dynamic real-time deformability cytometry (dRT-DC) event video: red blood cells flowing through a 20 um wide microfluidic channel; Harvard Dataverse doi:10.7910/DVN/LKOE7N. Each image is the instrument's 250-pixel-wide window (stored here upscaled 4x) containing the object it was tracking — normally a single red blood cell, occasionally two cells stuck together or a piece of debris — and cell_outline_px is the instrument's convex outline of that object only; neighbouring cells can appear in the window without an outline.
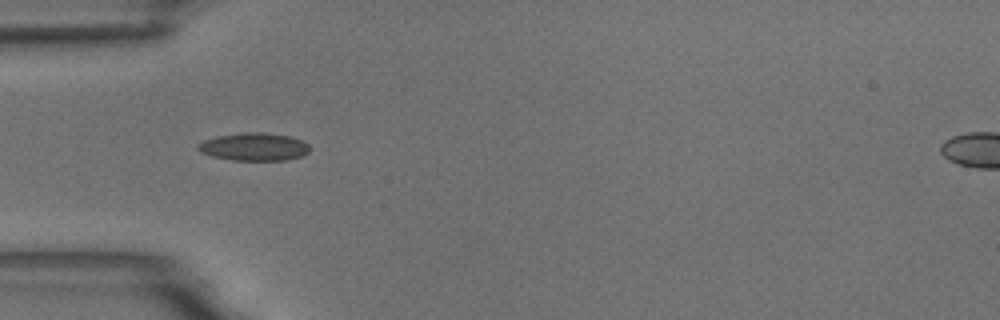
{"species": "common noctule bat (a hibernating species)", "species_latin": "Nyctalus noctula", "temperature_condition": "room temperature", "stored_images_in_passage": 2, "camera_frame_rate_fps": 3000, "um_per_image_px": 0.085, "animal": {"sex": "male", "body_mass_g": 18.8}, "frame": {"image": 1, "passage_image": 1, "time_ms": 0.0, "image_size_px": [1000, 320], "cell_outline_px": [[308, 152], [304, 156], [288, 160], [232, 160], [212, 156], [200, 152], [196, 148], [196, 144], [204, 140], [216, 136], [240, 132], [264, 132], [288, 136], [300, 140], [308, 144]], "centroid_in_image_um": [21.56, 12.47], "position_along_channel_um": 63.4, "area_um2": 18.26}}